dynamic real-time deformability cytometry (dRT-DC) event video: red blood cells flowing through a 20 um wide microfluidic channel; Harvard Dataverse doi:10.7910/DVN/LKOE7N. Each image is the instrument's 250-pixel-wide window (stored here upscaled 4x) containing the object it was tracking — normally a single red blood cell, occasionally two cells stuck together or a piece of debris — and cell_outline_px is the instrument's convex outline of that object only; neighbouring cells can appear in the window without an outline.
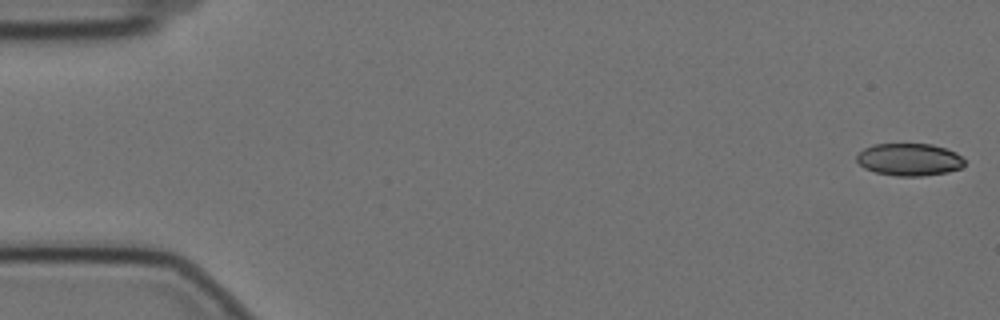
{"species": "Egyptian fruit bat (a non-hibernating species)", "species_latin": "Rousettus aegyptiacus", "temperature_condition": "cold", "stored_images_in_passage": 1, "camera_frame_rate_fps": 3000, "um_per_image_px": 0.085, "animal": {"sex": "female"}, "frame": {"image": 1, "passage_image": 1, "time_ms": 0.0, "image_size_px": [1000, 320], "cell_outline_px": [[964, 164], [960, 168], [948, 172], [920, 176], [896, 176], [876, 172], [864, 168], [856, 160], [856, 156], [864, 148], [872, 144], [932, 144], [956, 152], [964, 160]], "centroid_in_image_um": [77.27, 13.56], "position_along_channel_um": 7.7, "area_um2": 20.29}}